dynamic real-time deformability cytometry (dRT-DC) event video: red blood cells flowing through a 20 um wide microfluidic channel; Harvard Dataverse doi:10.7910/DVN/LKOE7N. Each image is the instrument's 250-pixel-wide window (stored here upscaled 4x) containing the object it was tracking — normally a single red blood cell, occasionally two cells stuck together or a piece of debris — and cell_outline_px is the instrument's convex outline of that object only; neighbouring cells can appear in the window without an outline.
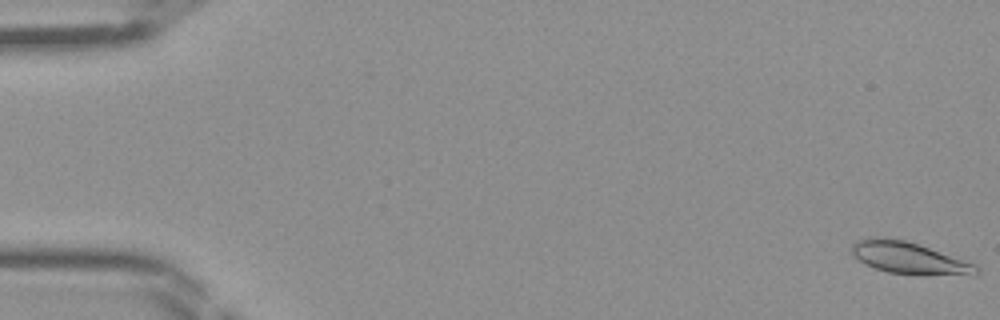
{"species": "Egyptian fruit bat (a non-hibernating species)", "species_latin": "Rousettus aegyptiacus", "temperature_condition": "room temperature", "stored_images_in_passage": 46, "camera_frame_rate_fps": 3000, "um_per_image_px": 0.085, "frame": {"image": 1, "passage_image": 1, "time_ms": 0.0, "image_size_px": [1000, 320], "cell_outline_px": [[980, 272], [976, 276], [920, 276], [888, 272], [864, 264], [852, 256], [852, 244], [856, 240], [872, 236], [880, 236], [904, 240], [928, 248], [972, 264], [980, 268]], "centroid_in_image_um": [77.25, 21.96], "position_along_channel_um": 7.7, "area_um2": 23.47}}
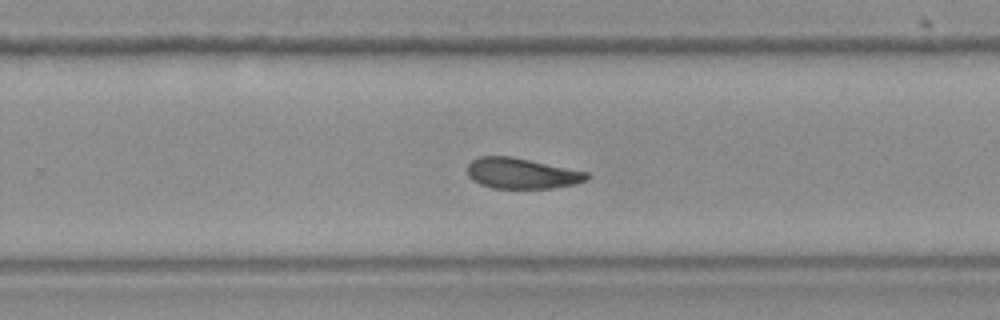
{"frame": {"image": 2, "passage_image": 30, "time_ms": 9.667, "image_size_px": [1000, 320], "cell_outline_px": [[592, 176], [588, 180], [576, 184], [552, 188], [492, 188], [480, 184], [472, 180], [468, 176], [468, 164], [472, 160], [480, 156], [512, 156], [588, 172]], "centroid_in_image_um": [44.37, 14.74], "position_along_channel_um": 285.4, "area_um2": 21.5}}
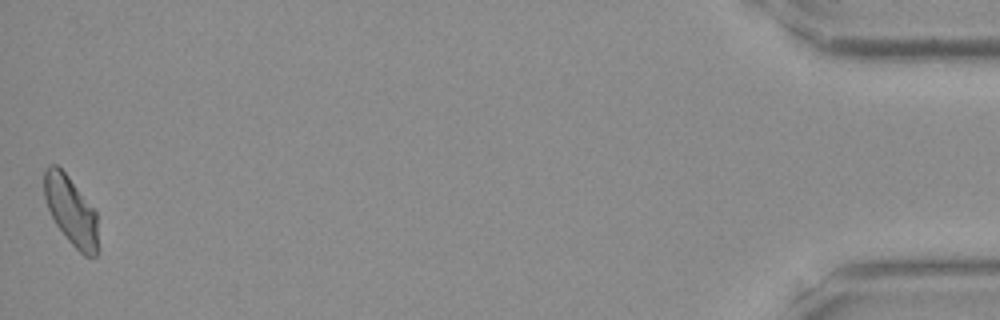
{"frame": {"image": 3, "passage_image": 46, "time_ms": 15.0, "image_size_px": [1000, 320], "cell_outline_px": [[100, 248], [96, 256], [84, 256], [68, 240], [56, 224], [48, 208], [44, 196], [44, 168], [48, 164], [56, 164], [68, 176], [96, 212]], "centroid_in_image_um": [6.06, 17.94], "position_along_channel_um": 429.1, "area_um2": 21.68}}